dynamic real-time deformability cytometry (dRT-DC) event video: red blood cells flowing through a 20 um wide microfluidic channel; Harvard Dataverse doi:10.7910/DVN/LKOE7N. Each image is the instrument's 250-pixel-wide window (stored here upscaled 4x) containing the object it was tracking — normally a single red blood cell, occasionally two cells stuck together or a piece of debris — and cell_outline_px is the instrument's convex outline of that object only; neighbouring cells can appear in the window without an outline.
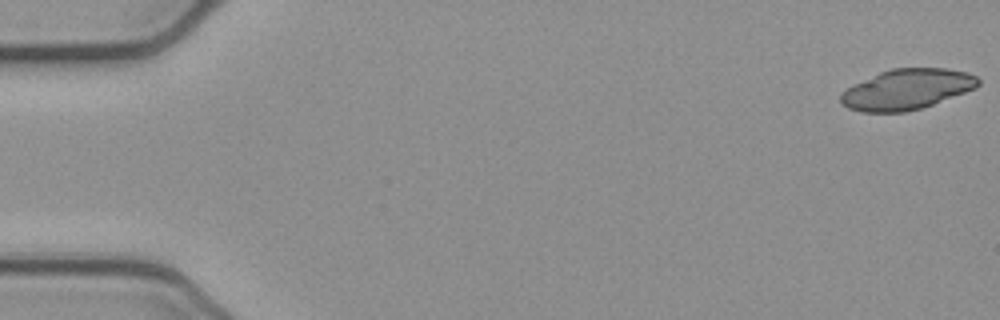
{"species": "common noctule bat (a hibernating species)", "species_latin": "Nyctalus noctula", "temperature_condition": "cold", "stored_images_in_passage": 18, "camera_frame_rate_fps": 3000, "um_per_image_px": 0.085, "animal": {"sex": "female", "body_mass_g": 21.9}, "frame": {"image": 1, "passage_image": 1, "time_ms": 0.0, "image_size_px": [1000, 320], "cell_outline_px": [[980, 84], [976, 88], [932, 104], [920, 108], [904, 112], [860, 112], [848, 108], [840, 104], [840, 92], [880, 72], [892, 68], [948, 68], [968, 72], [976, 76], [980, 80]], "centroid_in_image_um": [77.09, 7.59], "position_along_channel_um": 7.9, "area_um2": 32.25}}